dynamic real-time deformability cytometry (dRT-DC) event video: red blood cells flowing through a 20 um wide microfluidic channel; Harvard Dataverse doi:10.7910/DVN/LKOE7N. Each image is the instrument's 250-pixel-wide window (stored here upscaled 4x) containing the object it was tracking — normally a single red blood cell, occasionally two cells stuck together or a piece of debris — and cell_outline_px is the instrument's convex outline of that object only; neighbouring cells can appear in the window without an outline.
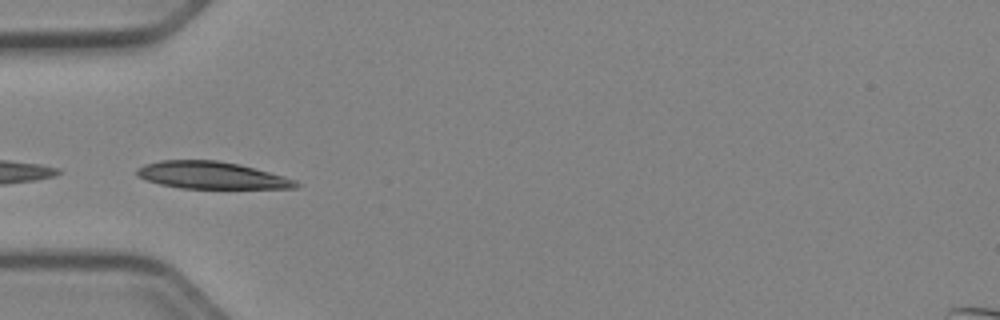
{"species": "Egyptian fruit bat (a non-hibernating species)", "species_latin": "Rousettus aegyptiacus", "temperature_condition": "cold", "stored_images_in_passage": 48, "camera_frame_rate_fps": 3000, "um_per_image_px": 0.085, "animal": {"sex": "female"}, "frame": {"image": 1, "passage_image": 17, "time_ms": 5.333, "image_size_px": [1000, 320], "cell_outline_px": [[300, 184], [296, 188], [180, 188], [160, 184], [136, 176], [136, 168], [144, 164], [160, 160], [216, 160], [240, 164], [284, 176], [296, 180]], "centroid_in_image_um": [17.96, 14.89], "position_along_channel_um": 67.0, "area_um2": 25.14}}